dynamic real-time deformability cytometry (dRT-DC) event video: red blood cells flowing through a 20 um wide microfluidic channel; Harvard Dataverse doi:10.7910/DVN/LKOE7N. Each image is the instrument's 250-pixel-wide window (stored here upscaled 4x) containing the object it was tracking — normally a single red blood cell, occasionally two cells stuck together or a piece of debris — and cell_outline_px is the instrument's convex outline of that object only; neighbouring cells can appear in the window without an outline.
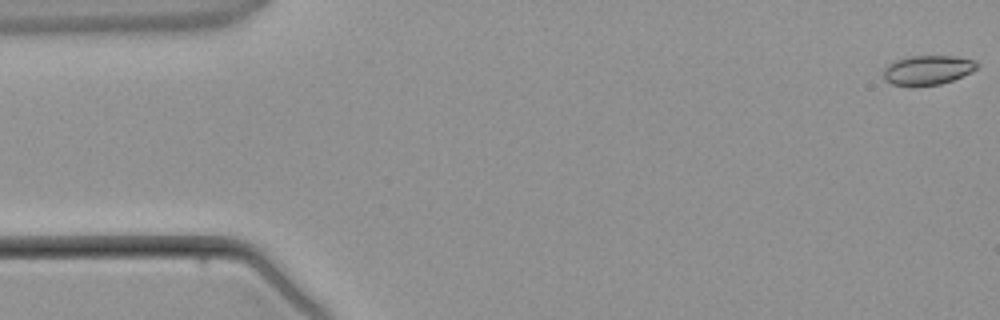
{"species": "common noctule bat (a hibernating species)", "species_latin": "Nyctalus noctula", "temperature_condition": "warm", "stored_images_in_passage": 4, "camera_frame_rate_fps": 3000, "um_per_image_px": 0.085, "animal": {"sex": "male", "body_mass_g": 21.5, "forearm_length_mm": 52.0}, "frame": {"image": 1, "passage_image": 1, "time_ms": 0.0, "image_size_px": [1000, 320], "cell_outline_px": [[980, 64], [972, 72], [952, 80], [940, 84], [912, 88], [892, 84], [884, 80], [884, 68], [888, 64], [896, 60], [908, 56], [956, 56], [976, 60]], "centroid_in_image_um": [78.84, 5.97], "position_along_channel_um": 6.2, "area_um2": 16.47}}
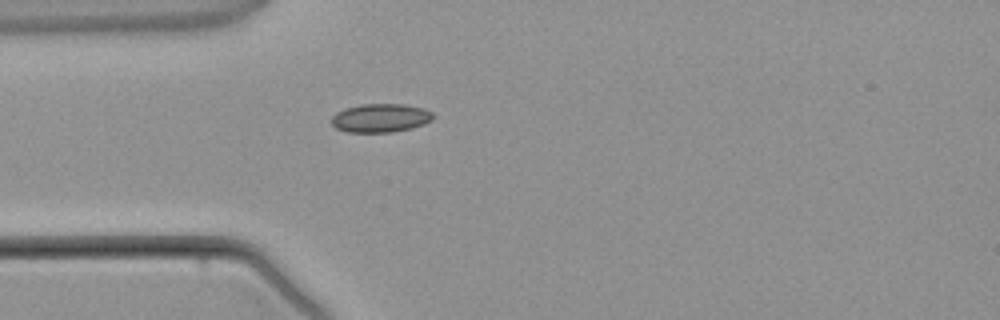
{"frame": {"image": 2, "passage_image": 4, "time_ms": 3.667, "image_size_px": [1000, 320], "cell_outline_px": [[436, 116], [432, 120], [424, 124], [412, 128], [392, 132], [348, 132], [336, 128], [332, 124], [332, 116], [336, 112], [344, 108], [360, 104], [404, 104], [424, 108], [432, 112]], "centroid_in_image_um": [32.37, 10.02], "position_along_channel_um": 52.6, "area_um2": 17.11}}